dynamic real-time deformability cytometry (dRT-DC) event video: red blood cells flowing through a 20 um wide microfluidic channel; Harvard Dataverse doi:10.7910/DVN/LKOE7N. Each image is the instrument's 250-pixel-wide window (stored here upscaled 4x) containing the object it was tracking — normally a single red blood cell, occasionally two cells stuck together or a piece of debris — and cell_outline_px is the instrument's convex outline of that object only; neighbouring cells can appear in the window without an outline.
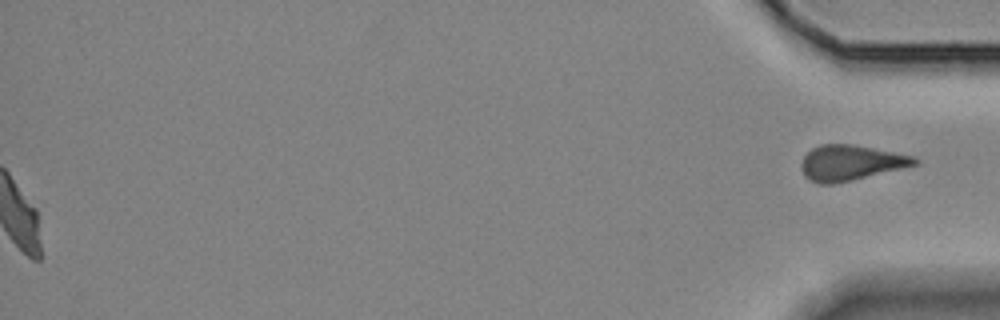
{"species": "Egyptian fruit bat (a non-hibernating species)", "species_latin": "Rousettus aegyptiacus", "temperature_condition": "room temperature", "stored_images_in_passage": 44, "segment_of_instrument_passage": [2, 2], "camera_frame_rate_fps": 3000, "um_per_image_px": 0.085, "animal": {"sex": "female"}, "frame": {"image": 1, "passage_image": 44, "time_ms": 14.333, "image_size_px": [1000, 320], "cell_outline_px": [[920, 164], [852, 180], [832, 184], [820, 184], [808, 180], [804, 176], [800, 168], [800, 164], [804, 156], [812, 148], [820, 144], [852, 144], [916, 156], [920, 160]], "centroid_in_image_um": [72.31, 13.84], "position_along_channel_um": 362.9, "area_um2": 23.58}}